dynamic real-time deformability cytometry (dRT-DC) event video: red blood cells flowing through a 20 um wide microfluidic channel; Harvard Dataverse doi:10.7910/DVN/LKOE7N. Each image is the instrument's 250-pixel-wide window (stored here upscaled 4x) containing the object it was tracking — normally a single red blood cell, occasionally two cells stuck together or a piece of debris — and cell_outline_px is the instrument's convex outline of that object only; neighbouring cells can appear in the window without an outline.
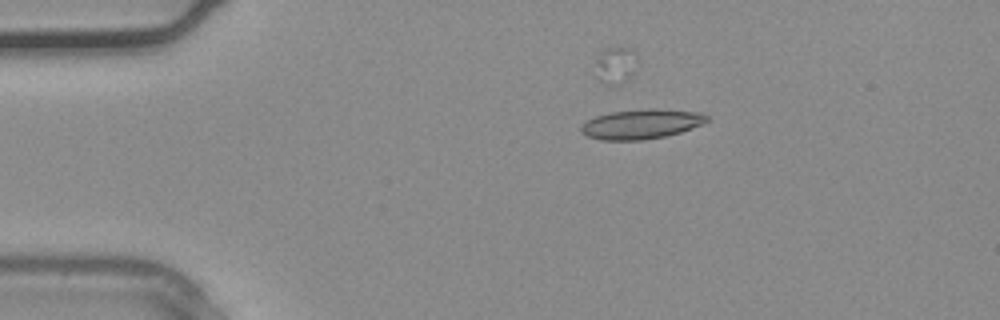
{"species": "common noctule bat (a hibernating species)", "species_latin": "Nyctalus noctula", "temperature_condition": "warm", "stored_images_in_passage": 29, "camera_frame_rate_fps": 3000, "um_per_image_px": 0.085, "animal": {"sex": "male", "body_mass_g": 20.4}, "frame": {"image": 1, "passage_image": 1, "time_ms": 0.0, "image_size_px": [1000, 320], "cell_outline_px": [[708, 120], [704, 124], [680, 132], [664, 136], [644, 140], [600, 140], [584, 136], [580, 132], [580, 124], [596, 116], [608, 112], [648, 108], [660, 108], [704, 112], [708, 116]], "centroid_in_image_um": [54.51, 10.53], "position_along_channel_um": 30.5, "area_um2": 22.31}}